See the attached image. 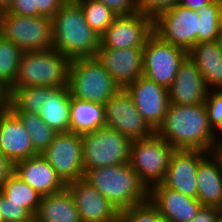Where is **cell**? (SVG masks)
Segmentation results:
<instances>
[{
    "label": "cell",
    "instance_id": "cell-15",
    "mask_svg": "<svg viewBox=\"0 0 222 222\" xmlns=\"http://www.w3.org/2000/svg\"><path fill=\"white\" fill-rule=\"evenodd\" d=\"M82 222H120V212L86 180L66 183Z\"/></svg>",
    "mask_w": 222,
    "mask_h": 222
},
{
    "label": "cell",
    "instance_id": "cell-30",
    "mask_svg": "<svg viewBox=\"0 0 222 222\" xmlns=\"http://www.w3.org/2000/svg\"><path fill=\"white\" fill-rule=\"evenodd\" d=\"M22 51L0 34V84L8 91L14 89Z\"/></svg>",
    "mask_w": 222,
    "mask_h": 222
},
{
    "label": "cell",
    "instance_id": "cell-31",
    "mask_svg": "<svg viewBox=\"0 0 222 222\" xmlns=\"http://www.w3.org/2000/svg\"><path fill=\"white\" fill-rule=\"evenodd\" d=\"M20 121L24 124L25 129L30 133L34 150L41 154L50 143L54 140L57 132L50 128L39 116V114L29 112H14Z\"/></svg>",
    "mask_w": 222,
    "mask_h": 222
},
{
    "label": "cell",
    "instance_id": "cell-8",
    "mask_svg": "<svg viewBox=\"0 0 222 222\" xmlns=\"http://www.w3.org/2000/svg\"><path fill=\"white\" fill-rule=\"evenodd\" d=\"M173 151L174 148L156 133L132 140L129 164L148 190L163 181Z\"/></svg>",
    "mask_w": 222,
    "mask_h": 222
},
{
    "label": "cell",
    "instance_id": "cell-14",
    "mask_svg": "<svg viewBox=\"0 0 222 222\" xmlns=\"http://www.w3.org/2000/svg\"><path fill=\"white\" fill-rule=\"evenodd\" d=\"M125 89L135 103L138 112L156 131L163 123L169 108L168 89L145 76H140Z\"/></svg>",
    "mask_w": 222,
    "mask_h": 222
},
{
    "label": "cell",
    "instance_id": "cell-44",
    "mask_svg": "<svg viewBox=\"0 0 222 222\" xmlns=\"http://www.w3.org/2000/svg\"><path fill=\"white\" fill-rule=\"evenodd\" d=\"M214 152L222 162V140H220L219 143L216 145Z\"/></svg>",
    "mask_w": 222,
    "mask_h": 222
},
{
    "label": "cell",
    "instance_id": "cell-12",
    "mask_svg": "<svg viewBox=\"0 0 222 222\" xmlns=\"http://www.w3.org/2000/svg\"><path fill=\"white\" fill-rule=\"evenodd\" d=\"M41 154L65 183L84 178L82 134L72 131L57 133Z\"/></svg>",
    "mask_w": 222,
    "mask_h": 222
},
{
    "label": "cell",
    "instance_id": "cell-27",
    "mask_svg": "<svg viewBox=\"0 0 222 222\" xmlns=\"http://www.w3.org/2000/svg\"><path fill=\"white\" fill-rule=\"evenodd\" d=\"M0 191L10 199V202L22 204L31 215H36L42 195L24 182L14 171L3 182Z\"/></svg>",
    "mask_w": 222,
    "mask_h": 222
},
{
    "label": "cell",
    "instance_id": "cell-38",
    "mask_svg": "<svg viewBox=\"0 0 222 222\" xmlns=\"http://www.w3.org/2000/svg\"><path fill=\"white\" fill-rule=\"evenodd\" d=\"M6 10L18 16H40L35 9V0H12Z\"/></svg>",
    "mask_w": 222,
    "mask_h": 222
},
{
    "label": "cell",
    "instance_id": "cell-11",
    "mask_svg": "<svg viewBox=\"0 0 222 222\" xmlns=\"http://www.w3.org/2000/svg\"><path fill=\"white\" fill-rule=\"evenodd\" d=\"M105 126L117 130L131 140L144 139L155 130L138 112L126 89H119L105 104Z\"/></svg>",
    "mask_w": 222,
    "mask_h": 222
},
{
    "label": "cell",
    "instance_id": "cell-48",
    "mask_svg": "<svg viewBox=\"0 0 222 222\" xmlns=\"http://www.w3.org/2000/svg\"><path fill=\"white\" fill-rule=\"evenodd\" d=\"M217 222H222V209L219 210Z\"/></svg>",
    "mask_w": 222,
    "mask_h": 222
},
{
    "label": "cell",
    "instance_id": "cell-23",
    "mask_svg": "<svg viewBox=\"0 0 222 222\" xmlns=\"http://www.w3.org/2000/svg\"><path fill=\"white\" fill-rule=\"evenodd\" d=\"M188 57L199 69L208 91L222 90V55L218 40L196 43Z\"/></svg>",
    "mask_w": 222,
    "mask_h": 222
},
{
    "label": "cell",
    "instance_id": "cell-28",
    "mask_svg": "<svg viewBox=\"0 0 222 222\" xmlns=\"http://www.w3.org/2000/svg\"><path fill=\"white\" fill-rule=\"evenodd\" d=\"M53 87L39 86L14 88L9 91V108L13 112L39 114L45 103V96Z\"/></svg>",
    "mask_w": 222,
    "mask_h": 222
},
{
    "label": "cell",
    "instance_id": "cell-13",
    "mask_svg": "<svg viewBox=\"0 0 222 222\" xmlns=\"http://www.w3.org/2000/svg\"><path fill=\"white\" fill-rule=\"evenodd\" d=\"M153 33V18L136 12L118 15L101 35L100 48H143Z\"/></svg>",
    "mask_w": 222,
    "mask_h": 222
},
{
    "label": "cell",
    "instance_id": "cell-41",
    "mask_svg": "<svg viewBox=\"0 0 222 222\" xmlns=\"http://www.w3.org/2000/svg\"><path fill=\"white\" fill-rule=\"evenodd\" d=\"M14 164H12L0 151V188L3 182L13 173Z\"/></svg>",
    "mask_w": 222,
    "mask_h": 222
},
{
    "label": "cell",
    "instance_id": "cell-16",
    "mask_svg": "<svg viewBox=\"0 0 222 222\" xmlns=\"http://www.w3.org/2000/svg\"><path fill=\"white\" fill-rule=\"evenodd\" d=\"M208 153L201 150L174 149L161 184L197 199L198 165Z\"/></svg>",
    "mask_w": 222,
    "mask_h": 222
},
{
    "label": "cell",
    "instance_id": "cell-42",
    "mask_svg": "<svg viewBox=\"0 0 222 222\" xmlns=\"http://www.w3.org/2000/svg\"><path fill=\"white\" fill-rule=\"evenodd\" d=\"M211 1L212 0H178L177 4L197 11Z\"/></svg>",
    "mask_w": 222,
    "mask_h": 222
},
{
    "label": "cell",
    "instance_id": "cell-34",
    "mask_svg": "<svg viewBox=\"0 0 222 222\" xmlns=\"http://www.w3.org/2000/svg\"><path fill=\"white\" fill-rule=\"evenodd\" d=\"M204 104L210 126L216 131L222 125V90L208 91Z\"/></svg>",
    "mask_w": 222,
    "mask_h": 222
},
{
    "label": "cell",
    "instance_id": "cell-19",
    "mask_svg": "<svg viewBox=\"0 0 222 222\" xmlns=\"http://www.w3.org/2000/svg\"><path fill=\"white\" fill-rule=\"evenodd\" d=\"M149 201L168 222H190L202 207L198 199L163 186H152L148 193Z\"/></svg>",
    "mask_w": 222,
    "mask_h": 222
},
{
    "label": "cell",
    "instance_id": "cell-26",
    "mask_svg": "<svg viewBox=\"0 0 222 222\" xmlns=\"http://www.w3.org/2000/svg\"><path fill=\"white\" fill-rule=\"evenodd\" d=\"M104 126V105L72 98L70 131L84 134Z\"/></svg>",
    "mask_w": 222,
    "mask_h": 222
},
{
    "label": "cell",
    "instance_id": "cell-37",
    "mask_svg": "<svg viewBox=\"0 0 222 222\" xmlns=\"http://www.w3.org/2000/svg\"><path fill=\"white\" fill-rule=\"evenodd\" d=\"M118 15H130L138 12L137 0H97Z\"/></svg>",
    "mask_w": 222,
    "mask_h": 222
},
{
    "label": "cell",
    "instance_id": "cell-4",
    "mask_svg": "<svg viewBox=\"0 0 222 222\" xmlns=\"http://www.w3.org/2000/svg\"><path fill=\"white\" fill-rule=\"evenodd\" d=\"M71 60L54 48L23 52L14 88L68 87Z\"/></svg>",
    "mask_w": 222,
    "mask_h": 222
},
{
    "label": "cell",
    "instance_id": "cell-20",
    "mask_svg": "<svg viewBox=\"0 0 222 222\" xmlns=\"http://www.w3.org/2000/svg\"><path fill=\"white\" fill-rule=\"evenodd\" d=\"M208 90L196 64L189 58L180 64L173 84L168 89L170 104L204 103Z\"/></svg>",
    "mask_w": 222,
    "mask_h": 222
},
{
    "label": "cell",
    "instance_id": "cell-25",
    "mask_svg": "<svg viewBox=\"0 0 222 222\" xmlns=\"http://www.w3.org/2000/svg\"><path fill=\"white\" fill-rule=\"evenodd\" d=\"M36 217L39 222H82L67 188L42 196Z\"/></svg>",
    "mask_w": 222,
    "mask_h": 222
},
{
    "label": "cell",
    "instance_id": "cell-45",
    "mask_svg": "<svg viewBox=\"0 0 222 222\" xmlns=\"http://www.w3.org/2000/svg\"><path fill=\"white\" fill-rule=\"evenodd\" d=\"M12 0H0V11L6 10L11 4Z\"/></svg>",
    "mask_w": 222,
    "mask_h": 222
},
{
    "label": "cell",
    "instance_id": "cell-17",
    "mask_svg": "<svg viewBox=\"0 0 222 222\" xmlns=\"http://www.w3.org/2000/svg\"><path fill=\"white\" fill-rule=\"evenodd\" d=\"M95 57L121 89L143 76V48H99Z\"/></svg>",
    "mask_w": 222,
    "mask_h": 222
},
{
    "label": "cell",
    "instance_id": "cell-32",
    "mask_svg": "<svg viewBox=\"0 0 222 222\" xmlns=\"http://www.w3.org/2000/svg\"><path fill=\"white\" fill-rule=\"evenodd\" d=\"M82 8L86 22L101 36L118 16L112 9L97 0H75Z\"/></svg>",
    "mask_w": 222,
    "mask_h": 222
},
{
    "label": "cell",
    "instance_id": "cell-22",
    "mask_svg": "<svg viewBox=\"0 0 222 222\" xmlns=\"http://www.w3.org/2000/svg\"><path fill=\"white\" fill-rule=\"evenodd\" d=\"M197 199L202 206L222 209V162L209 152L198 165Z\"/></svg>",
    "mask_w": 222,
    "mask_h": 222
},
{
    "label": "cell",
    "instance_id": "cell-49",
    "mask_svg": "<svg viewBox=\"0 0 222 222\" xmlns=\"http://www.w3.org/2000/svg\"><path fill=\"white\" fill-rule=\"evenodd\" d=\"M218 43L220 45V50H221V55H222V34H221L220 38L218 39Z\"/></svg>",
    "mask_w": 222,
    "mask_h": 222
},
{
    "label": "cell",
    "instance_id": "cell-18",
    "mask_svg": "<svg viewBox=\"0 0 222 222\" xmlns=\"http://www.w3.org/2000/svg\"><path fill=\"white\" fill-rule=\"evenodd\" d=\"M0 151L12 164L38 155L30 133L10 108L0 114Z\"/></svg>",
    "mask_w": 222,
    "mask_h": 222
},
{
    "label": "cell",
    "instance_id": "cell-39",
    "mask_svg": "<svg viewBox=\"0 0 222 222\" xmlns=\"http://www.w3.org/2000/svg\"><path fill=\"white\" fill-rule=\"evenodd\" d=\"M68 0H35V9L43 17H52Z\"/></svg>",
    "mask_w": 222,
    "mask_h": 222
},
{
    "label": "cell",
    "instance_id": "cell-9",
    "mask_svg": "<svg viewBox=\"0 0 222 222\" xmlns=\"http://www.w3.org/2000/svg\"><path fill=\"white\" fill-rule=\"evenodd\" d=\"M187 56L184 49L162 40L153 32L143 47V76L169 89Z\"/></svg>",
    "mask_w": 222,
    "mask_h": 222
},
{
    "label": "cell",
    "instance_id": "cell-43",
    "mask_svg": "<svg viewBox=\"0 0 222 222\" xmlns=\"http://www.w3.org/2000/svg\"><path fill=\"white\" fill-rule=\"evenodd\" d=\"M9 108V91L0 84V114Z\"/></svg>",
    "mask_w": 222,
    "mask_h": 222
},
{
    "label": "cell",
    "instance_id": "cell-46",
    "mask_svg": "<svg viewBox=\"0 0 222 222\" xmlns=\"http://www.w3.org/2000/svg\"><path fill=\"white\" fill-rule=\"evenodd\" d=\"M20 222H39L36 215H32L31 217H29L28 219L24 220V221H20Z\"/></svg>",
    "mask_w": 222,
    "mask_h": 222
},
{
    "label": "cell",
    "instance_id": "cell-35",
    "mask_svg": "<svg viewBox=\"0 0 222 222\" xmlns=\"http://www.w3.org/2000/svg\"><path fill=\"white\" fill-rule=\"evenodd\" d=\"M0 213L4 222H20L28 219L32 215L22 206V204H15L10 202L0 191Z\"/></svg>",
    "mask_w": 222,
    "mask_h": 222
},
{
    "label": "cell",
    "instance_id": "cell-21",
    "mask_svg": "<svg viewBox=\"0 0 222 222\" xmlns=\"http://www.w3.org/2000/svg\"><path fill=\"white\" fill-rule=\"evenodd\" d=\"M14 172L42 196L57 193L66 188V183L42 154L16 162Z\"/></svg>",
    "mask_w": 222,
    "mask_h": 222
},
{
    "label": "cell",
    "instance_id": "cell-5",
    "mask_svg": "<svg viewBox=\"0 0 222 222\" xmlns=\"http://www.w3.org/2000/svg\"><path fill=\"white\" fill-rule=\"evenodd\" d=\"M68 87L72 98L102 105L121 89L96 57L71 60Z\"/></svg>",
    "mask_w": 222,
    "mask_h": 222
},
{
    "label": "cell",
    "instance_id": "cell-29",
    "mask_svg": "<svg viewBox=\"0 0 222 222\" xmlns=\"http://www.w3.org/2000/svg\"><path fill=\"white\" fill-rule=\"evenodd\" d=\"M199 43L217 41L222 34V0H212L197 10Z\"/></svg>",
    "mask_w": 222,
    "mask_h": 222
},
{
    "label": "cell",
    "instance_id": "cell-50",
    "mask_svg": "<svg viewBox=\"0 0 222 222\" xmlns=\"http://www.w3.org/2000/svg\"><path fill=\"white\" fill-rule=\"evenodd\" d=\"M0 222H4L1 213H0Z\"/></svg>",
    "mask_w": 222,
    "mask_h": 222
},
{
    "label": "cell",
    "instance_id": "cell-10",
    "mask_svg": "<svg viewBox=\"0 0 222 222\" xmlns=\"http://www.w3.org/2000/svg\"><path fill=\"white\" fill-rule=\"evenodd\" d=\"M153 32L188 53L199 43V15L190 8L176 4L153 19Z\"/></svg>",
    "mask_w": 222,
    "mask_h": 222
},
{
    "label": "cell",
    "instance_id": "cell-6",
    "mask_svg": "<svg viewBox=\"0 0 222 222\" xmlns=\"http://www.w3.org/2000/svg\"><path fill=\"white\" fill-rule=\"evenodd\" d=\"M131 142L129 137L106 126L82 134L84 172L129 163Z\"/></svg>",
    "mask_w": 222,
    "mask_h": 222
},
{
    "label": "cell",
    "instance_id": "cell-24",
    "mask_svg": "<svg viewBox=\"0 0 222 222\" xmlns=\"http://www.w3.org/2000/svg\"><path fill=\"white\" fill-rule=\"evenodd\" d=\"M71 101L69 87L52 88L45 96L39 116L57 133L69 132Z\"/></svg>",
    "mask_w": 222,
    "mask_h": 222
},
{
    "label": "cell",
    "instance_id": "cell-2",
    "mask_svg": "<svg viewBox=\"0 0 222 222\" xmlns=\"http://www.w3.org/2000/svg\"><path fill=\"white\" fill-rule=\"evenodd\" d=\"M53 48L70 60L95 57L100 37L86 22L81 6L68 0L52 17Z\"/></svg>",
    "mask_w": 222,
    "mask_h": 222
},
{
    "label": "cell",
    "instance_id": "cell-1",
    "mask_svg": "<svg viewBox=\"0 0 222 222\" xmlns=\"http://www.w3.org/2000/svg\"><path fill=\"white\" fill-rule=\"evenodd\" d=\"M155 133L174 149L214 152L220 141L210 126L204 103L169 104L164 121Z\"/></svg>",
    "mask_w": 222,
    "mask_h": 222
},
{
    "label": "cell",
    "instance_id": "cell-47",
    "mask_svg": "<svg viewBox=\"0 0 222 222\" xmlns=\"http://www.w3.org/2000/svg\"><path fill=\"white\" fill-rule=\"evenodd\" d=\"M219 140H222V125L215 131Z\"/></svg>",
    "mask_w": 222,
    "mask_h": 222
},
{
    "label": "cell",
    "instance_id": "cell-3",
    "mask_svg": "<svg viewBox=\"0 0 222 222\" xmlns=\"http://www.w3.org/2000/svg\"><path fill=\"white\" fill-rule=\"evenodd\" d=\"M83 179L99 190L119 212L148 200L149 190L129 163L87 170Z\"/></svg>",
    "mask_w": 222,
    "mask_h": 222
},
{
    "label": "cell",
    "instance_id": "cell-7",
    "mask_svg": "<svg viewBox=\"0 0 222 222\" xmlns=\"http://www.w3.org/2000/svg\"><path fill=\"white\" fill-rule=\"evenodd\" d=\"M0 34L22 52L53 49L52 19L43 16H18L0 11Z\"/></svg>",
    "mask_w": 222,
    "mask_h": 222
},
{
    "label": "cell",
    "instance_id": "cell-40",
    "mask_svg": "<svg viewBox=\"0 0 222 222\" xmlns=\"http://www.w3.org/2000/svg\"><path fill=\"white\" fill-rule=\"evenodd\" d=\"M219 208L202 206L190 222H217Z\"/></svg>",
    "mask_w": 222,
    "mask_h": 222
},
{
    "label": "cell",
    "instance_id": "cell-36",
    "mask_svg": "<svg viewBox=\"0 0 222 222\" xmlns=\"http://www.w3.org/2000/svg\"><path fill=\"white\" fill-rule=\"evenodd\" d=\"M178 0H137L138 12L155 18L162 11L176 5Z\"/></svg>",
    "mask_w": 222,
    "mask_h": 222
},
{
    "label": "cell",
    "instance_id": "cell-33",
    "mask_svg": "<svg viewBox=\"0 0 222 222\" xmlns=\"http://www.w3.org/2000/svg\"><path fill=\"white\" fill-rule=\"evenodd\" d=\"M120 222H168L149 201L120 212Z\"/></svg>",
    "mask_w": 222,
    "mask_h": 222
}]
</instances>
